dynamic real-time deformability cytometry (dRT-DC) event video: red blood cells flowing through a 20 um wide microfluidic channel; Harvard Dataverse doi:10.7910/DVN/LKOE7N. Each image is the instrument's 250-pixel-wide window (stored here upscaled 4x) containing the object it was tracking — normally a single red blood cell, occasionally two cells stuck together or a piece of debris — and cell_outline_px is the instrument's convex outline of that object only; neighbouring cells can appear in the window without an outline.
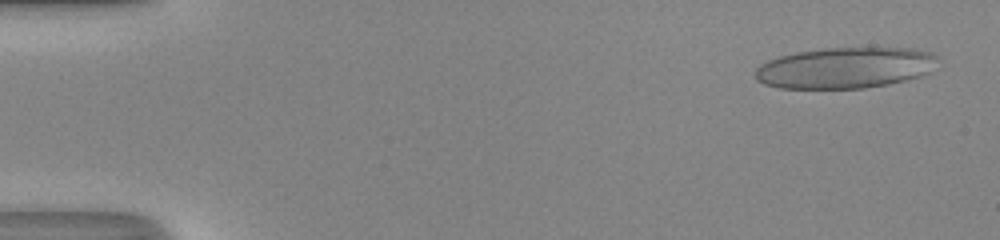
{"species": "human", "species_latin": "Homo sapiens", "temperature_condition": "room temperature", "stored_images_in_passage": 50, "camera_frame_rate_fps": 3000, "um_per_image_px": 0.085, "donor": {"sex": "male"}, "frame": {"image": 1, "passage_image": 2, "time_ms": 0.333, "image_size_px": [1000, 240], "cell_outline_px": [[936, 56], [928, 72], [920, 76], [888, 84], [864, 88], [780, 88], [764, 84], [756, 80], [756, 68], [760, 64], [768, 60], [780, 56], [796, 52], [824, 48], [916, 48], [932, 52]], "centroid_in_image_um": [71.79, 5.76], "position_along_channel_um": 13.2, "area_um2": 43.35}}
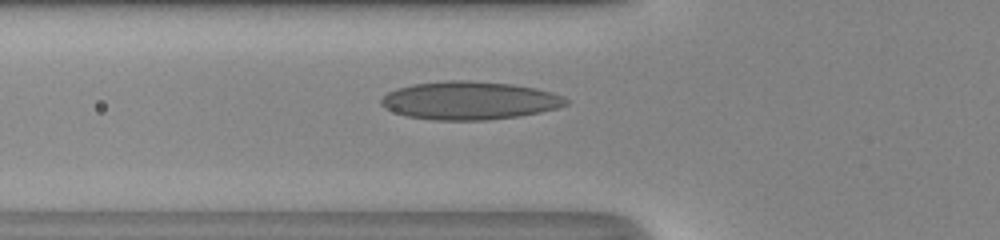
{"frame": {"image": 2, "passage_image": 18, "time_ms": 5.667, "image_size_px": [1000, 240], "cell_outline_px": [[568, 104], [556, 108], [540, 112], [520, 116], [484, 120], [432, 120], [408, 116], [396, 112], [380, 104], [380, 100], [388, 92], [396, 88], [412, 84], [444, 80], [468, 80], [512, 84], [536, 88], [552, 92], [564, 96], [568, 100]], "centroid_in_image_um": [39.92, 8.53], "position_along_channel_um": 85.9, "area_um2": 41.1}}
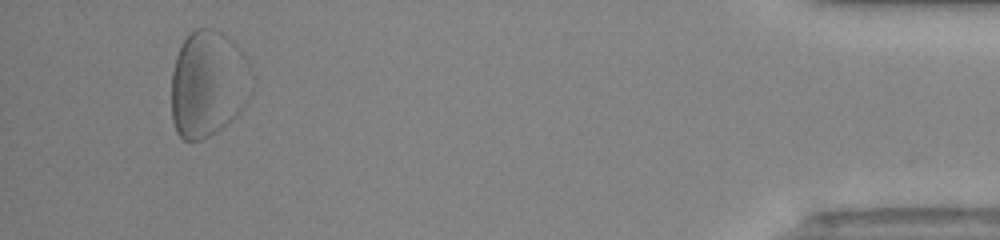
{"frame": {"image": 3, "passage_image": 47, "time_ms": 15.333, "image_size_px": [1000, 240], "cell_outline_px": [[256, 76], [252, 92], [244, 108], [232, 120], [208, 136], [200, 140], [184, 140], [176, 132], [172, 120], [172, 72], [176, 56], [188, 32], [196, 28], [212, 28], [228, 36], [248, 56]], "centroid_in_image_um": [17.76, 7.09], "position_along_channel_um": 417.4, "area_um2": 51.15}}